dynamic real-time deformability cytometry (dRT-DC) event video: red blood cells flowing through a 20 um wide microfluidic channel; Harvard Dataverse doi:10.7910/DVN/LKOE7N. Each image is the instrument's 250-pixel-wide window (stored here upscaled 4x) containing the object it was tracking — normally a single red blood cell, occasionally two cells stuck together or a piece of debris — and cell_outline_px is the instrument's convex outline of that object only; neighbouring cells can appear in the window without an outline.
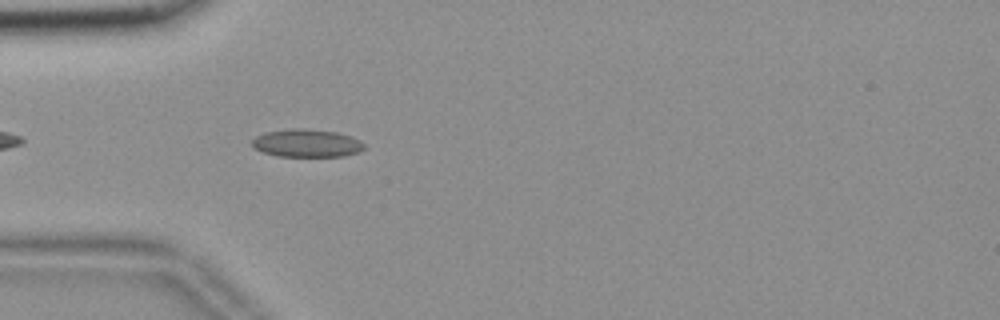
{"species": "common noctule bat (a hibernating species)", "species_latin": "Nyctalus noctula", "temperature_condition": "room temperature", "stored_images_in_passage": 22, "camera_frame_rate_fps": 3000, "um_per_image_px": 0.085, "animal": {"sex": "female", "body_mass_g": 18.4}, "frame": {"image": 1, "passage_image": 4, "time_ms": 1.0, "image_size_px": [1000, 320], "cell_outline_px": [[364, 148], [360, 152], [344, 156], [280, 156], [264, 152], [252, 148], [252, 140], [256, 136], [264, 132], [288, 128], [304, 128], [336, 132], [360, 140], [364, 144]], "centroid_in_image_um": [26.05, 12.16], "position_along_channel_um": 59.0, "area_um2": 18.26}}
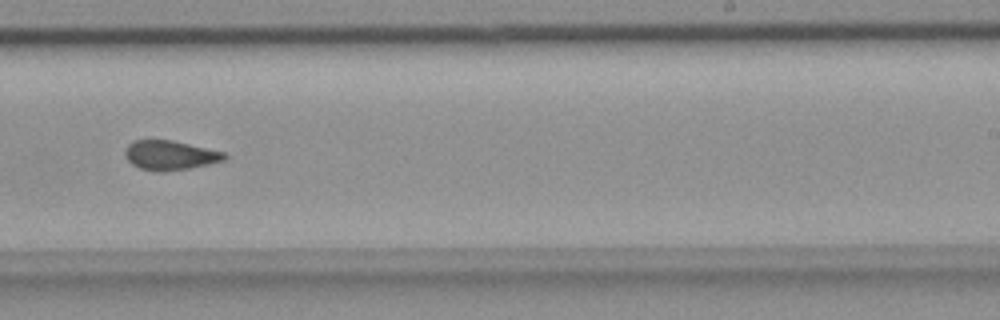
{"frame": {"image": 2, "passage_image": 22, "time_ms": 7.0, "image_size_px": [1000, 320], "cell_outline_px": [[228, 156], [224, 160], [208, 164], [188, 168], [160, 172], [156, 172], [140, 168], [132, 164], [128, 160], [124, 152], [128, 144], [132, 140], [172, 140], [224, 152]], "centroid_in_image_um": [14.43, 13.19], "position_along_channel_um": 274.6, "area_um2": 16.94}}